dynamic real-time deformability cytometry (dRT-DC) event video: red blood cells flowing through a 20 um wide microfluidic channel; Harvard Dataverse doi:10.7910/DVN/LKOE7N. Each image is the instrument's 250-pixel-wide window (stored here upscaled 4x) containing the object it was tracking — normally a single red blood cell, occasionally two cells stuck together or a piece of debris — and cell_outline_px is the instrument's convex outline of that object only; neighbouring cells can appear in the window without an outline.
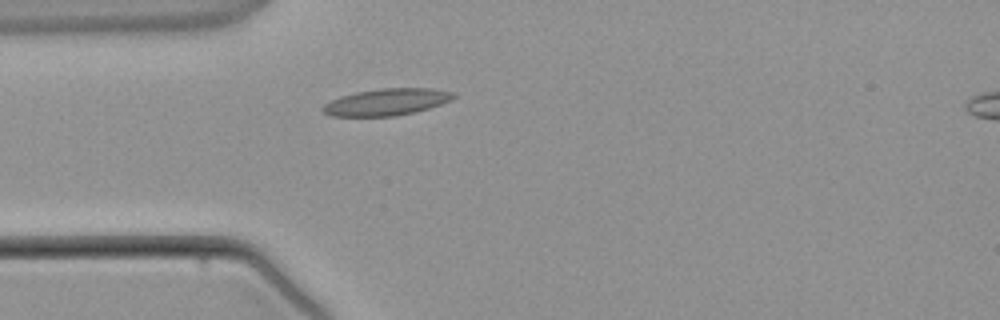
{"species": "common noctule bat (a hibernating species)", "species_latin": "Nyctalus noctula", "temperature_condition": "warm", "stored_images_in_passage": 2, "camera_frame_rate_fps": 3000, "um_per_image_px": 0.085, "animal": {"sex": "male", "body_mass_g": 21.5, "forearm_length_mm": 52.0}, "frame": {"image": 1, "passage_image": 2, "time_ms": 2.333, "image_size_px": [1000, 320], "cell_outline_px": [[456, 96], [440, 104], [428, 108], [396, 116], [332, 116], [324, 112], [320, 108], [324, 104], [340, 96], [356, 92], [380, 88], [432, 88], [456, 92]], "centroid_in_image_um": [32.85, 8.66], "position_along_channel_um": 52.2, "area_um2": 20.29}}